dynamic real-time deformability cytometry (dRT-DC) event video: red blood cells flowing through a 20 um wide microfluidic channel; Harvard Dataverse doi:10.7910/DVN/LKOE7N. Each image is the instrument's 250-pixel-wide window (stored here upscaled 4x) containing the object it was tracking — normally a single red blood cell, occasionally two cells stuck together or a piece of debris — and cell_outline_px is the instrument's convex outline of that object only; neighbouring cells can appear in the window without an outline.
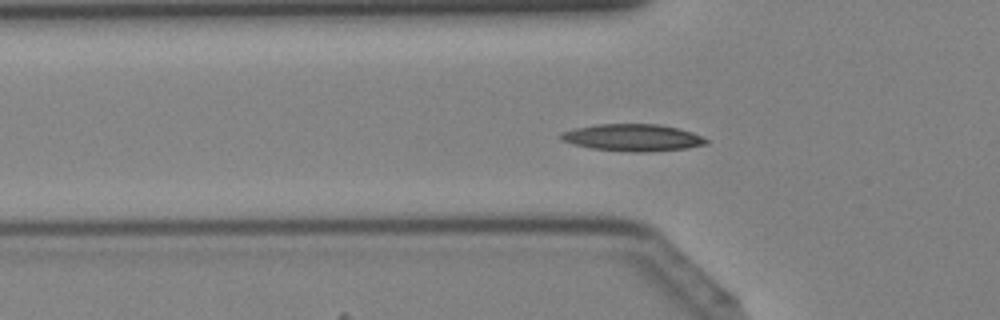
{"species": "Egyptian fruit bat (a non-hibernating species)", "species_latin": "Rousettus aegyptiacus", "temperature_condition": "cold", "stored_images_in_passage": 4, "camera_frame_rate_fps": 3000, "um_per_image_px": 0.085, "animal": {"sex": "female"}, "frame": {"image": 1, "passage_image": 2, "time_ms": 0.333, "image_size_px": [1000, 320], "cell_outline_px": [[708, 144], [688, 148], [644, 152], [632, 152], [592, 148], [572, 144], [560, 140], [556, 136], [560, 132], [576, 128], [596, 124], [660, 124], [680, 128], [692, 132], [708, 140]], "centroid_in_image_um": [53.75, 11.69], "position_along_channel_um": 72.1, "area_um2": 23.06}}